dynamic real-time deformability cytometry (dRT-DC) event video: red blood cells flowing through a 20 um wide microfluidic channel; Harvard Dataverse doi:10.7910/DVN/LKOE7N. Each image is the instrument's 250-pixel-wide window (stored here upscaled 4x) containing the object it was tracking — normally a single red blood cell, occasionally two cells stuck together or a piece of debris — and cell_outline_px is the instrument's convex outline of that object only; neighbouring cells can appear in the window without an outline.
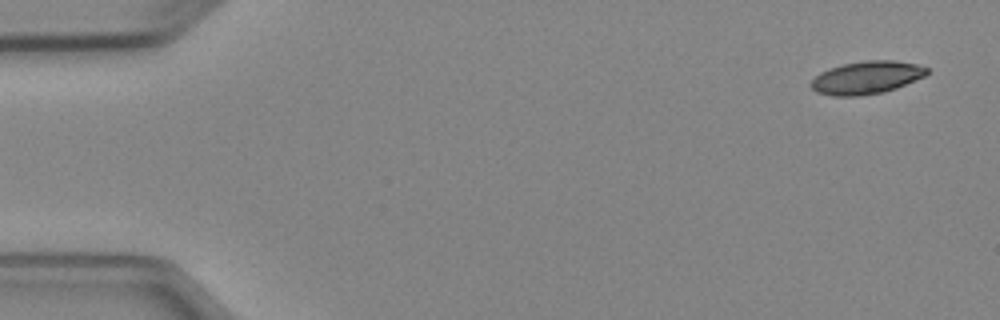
{"species": "Egyptian fruit bat (a non-hibernating species)", "species_latin": "Rousettus aegyptiacus", "temperature_condition": "cold", "stored_images_in_passage": 5, "camera_frame_rate_fps": 3000, "um_per_image_px": 0.085, "animal": {"sex": "female"}, "frame": {"image": 1, "passage_image": 1, "time_ms": 0.0, "image_size_px": [1000, 320], "cell_outline_px": [[928, 72], [924, 76], [896, 88], [884, 92], [860, 96], [832, 96], [816, 92], [808, 84], [820, 72], [828, 68], [844, 64], [864, 60], [896, 60], [916, 64], [928, 68]], "centroid_in_image_um": [73.62, 6.59], "position_along_channel_um": 11.4, "area_um2": 22.25}}
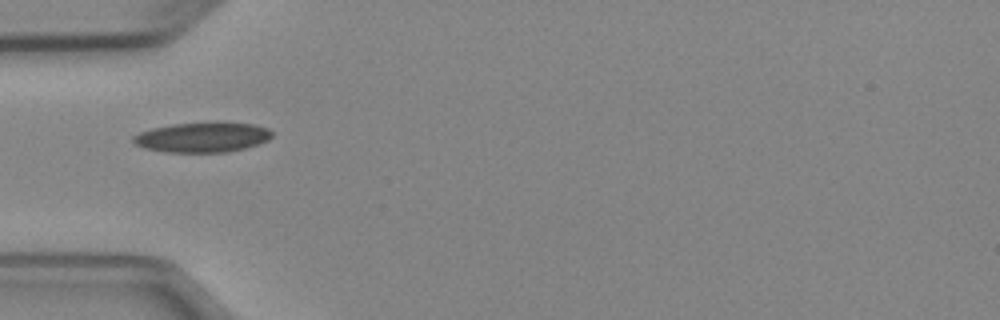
{"frame": {"image": 2, "passage_image": 5, "time_ms": 4.667, "image_size_px": [1000, 320], "cell_outline_px": [[272, 136], [268, 140], [244, 148], [228, 152], [164, 152], [144, 148], [136, 144], [132, 140], [132, 136], [140, 132], [152, 128], [172, 124], [208, 120], [252, 124], [268, 128], [272, 132]], "centroid_in_image_um": [17.19, 11.64], "position_along_channel_um": 67.8, "area_um2": 24.74}}